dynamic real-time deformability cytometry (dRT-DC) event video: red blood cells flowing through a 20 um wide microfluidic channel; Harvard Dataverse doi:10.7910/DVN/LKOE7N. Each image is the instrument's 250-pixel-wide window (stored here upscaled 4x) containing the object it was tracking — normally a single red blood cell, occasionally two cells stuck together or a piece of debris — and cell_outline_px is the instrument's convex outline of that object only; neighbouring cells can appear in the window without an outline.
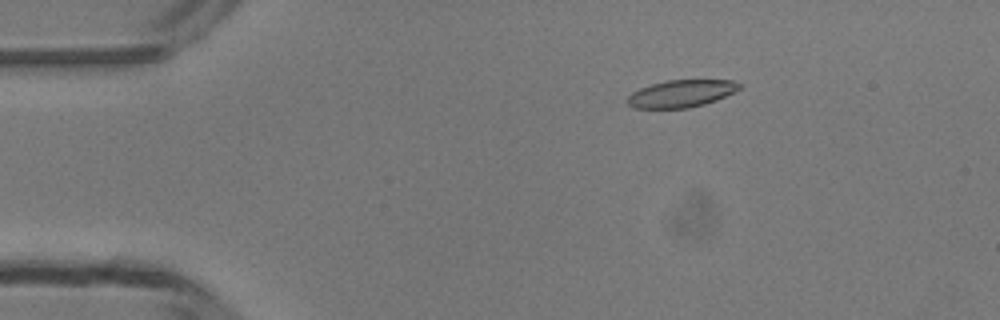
{"species": "common noctule bat (a hibernating species)", "species_latin": "Nyctalus noctula", "temperature_condition": "room temperature", "stored_images_in_passage": 5, "camera_frame_rate_fps": 3000, "um_per_image_px": 0.085, "animal": {"sex": "male", "body_mass_g": 13.3}, "frame": {"image": 1, "passage_image": 3, "time_ms": 2.0, "image_size_px": [1000, 320], "cell_outline_px": [[740, 88], [716, 100], [704, 104], [688, 108], [632, 108], [624, 100], [632, 92], [640, 88], [652, 84], [668, 80], [732, 80], [740, 84]], "centroid_in_image_um": [57.84, 7.96], "position_along_channel_um": 27.2, "area_um2": 17.69}}
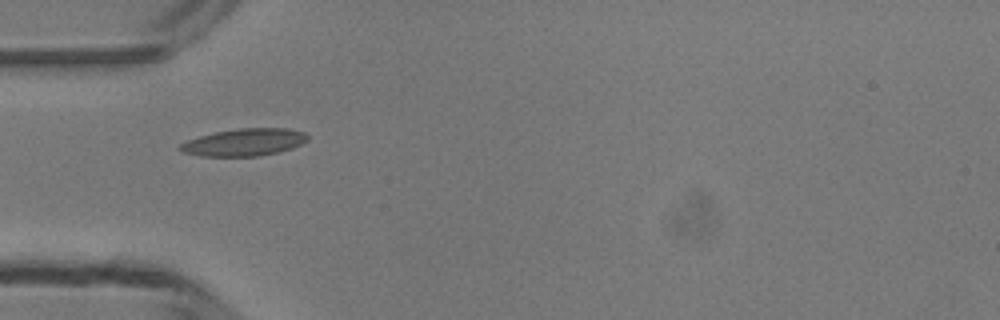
{"frame": {"image": 2, "passage_image": 5, "time_ms": 4.333, "image_size_px": [1000, 320], "cell_outline_px": [[308, 140], [292, 148], [280, 152], [260, 156], [200, 156], [180, 152], [176, 148], [180, 144], [188, 140], [200, 136], [216, 132], [240, 128], [288, 128], [304, 132], [308, 136]], "centroid_in_image_um": [20.74, 12.1], "position_along_channel_um": 64.3, "area_um2": 20.4}}